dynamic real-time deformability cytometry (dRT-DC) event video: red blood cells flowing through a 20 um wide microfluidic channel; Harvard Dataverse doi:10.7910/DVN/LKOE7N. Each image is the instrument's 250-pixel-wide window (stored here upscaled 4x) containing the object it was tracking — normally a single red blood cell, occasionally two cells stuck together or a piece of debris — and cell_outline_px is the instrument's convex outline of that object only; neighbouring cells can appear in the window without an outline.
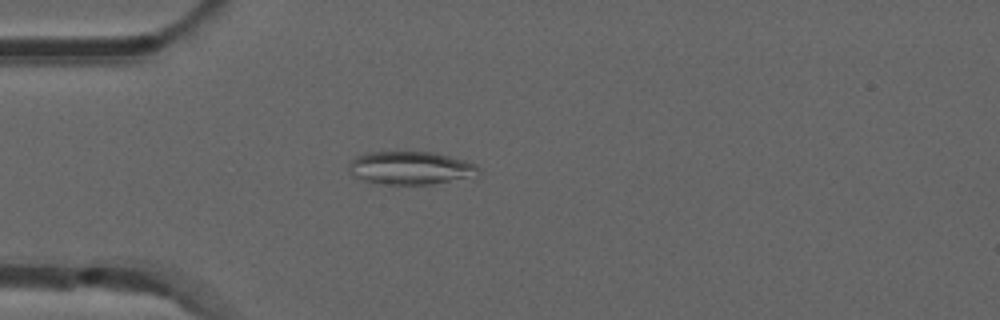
{"species": "common noctule bat (a hibernating species)", "species_latin": "Nyctalus noctula", "temperature_condition": "room temperature", "stored_images_in_passage": 16, "camera_frame_rate_fps": 3000, "um_per_image_px": 0.085, "animal": {"sex": "male", "forearm_length_mm": 52.5}, "frame": {"image": 1, "passage_image": 1, "time_ms": 0.0, "image_size_px": [1000, 320], "cell_outline_px": [[480, 172], [432, 184], [388, 184], [364, 180], [352, 176], [348, 168], [348, 164], [356, 156], [372, 152], [432, 152], [464, 160], [476, 164], [480, 168]], "centroid_in_image_um": [34.81, 14.26], "position_along_channel_um": 50.2, "area_um2": 24.33}}
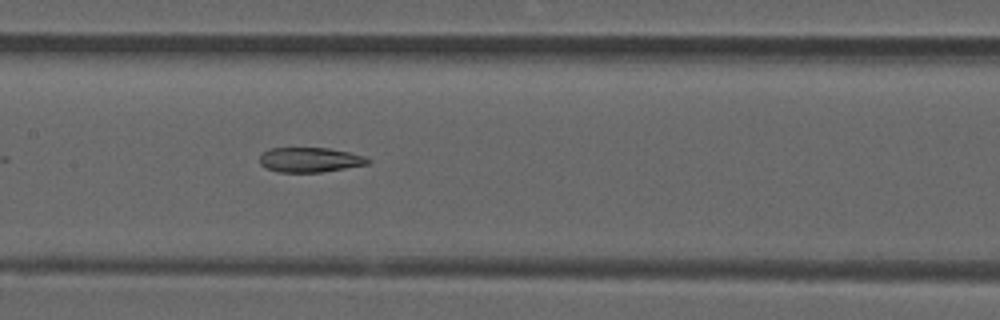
{"frame": {"image": 2, "passage_image": 12, "time_ms": 3.667, "image_size_px": [1000, 320], "cell_outline_px": [[372, 160], [368, 164], [320, 172], [280, 172], [264, 168], [260, 164], [260, 156], [268, 148], [328, 148], [348, 152], [364, 156]], "centroid_in_image_um": [26.32, 13.58], "position_along_channel_um": 181.1, "area_um2": 15.55}}
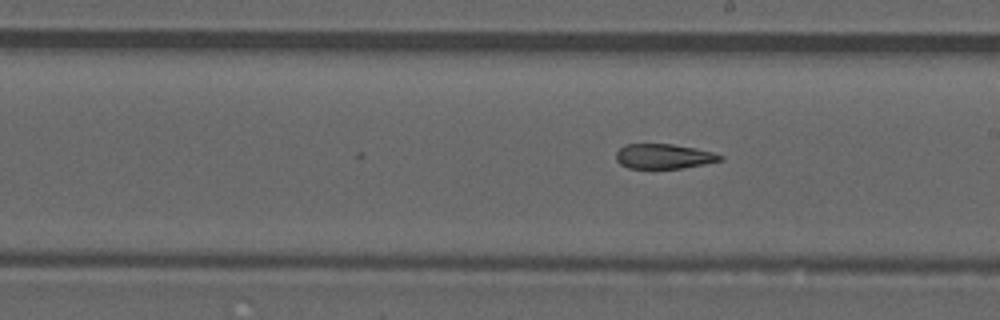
{"frame": {"image": 3, "passage_image": 16, "time_ms": 5.0, "image_size_px": [1000, 320], "cell_outline_px": [[724, 160], [704, 164], [680, 168], [628, 168], [620, 164], [616, 160], [616, 152], [624, 144], [672, 144], [712, 152], [724, 156]], "centroid_in_image_um": [56.4, 13.29], "position_along_channel_um": 232.6, "area_um2": 14.97}}